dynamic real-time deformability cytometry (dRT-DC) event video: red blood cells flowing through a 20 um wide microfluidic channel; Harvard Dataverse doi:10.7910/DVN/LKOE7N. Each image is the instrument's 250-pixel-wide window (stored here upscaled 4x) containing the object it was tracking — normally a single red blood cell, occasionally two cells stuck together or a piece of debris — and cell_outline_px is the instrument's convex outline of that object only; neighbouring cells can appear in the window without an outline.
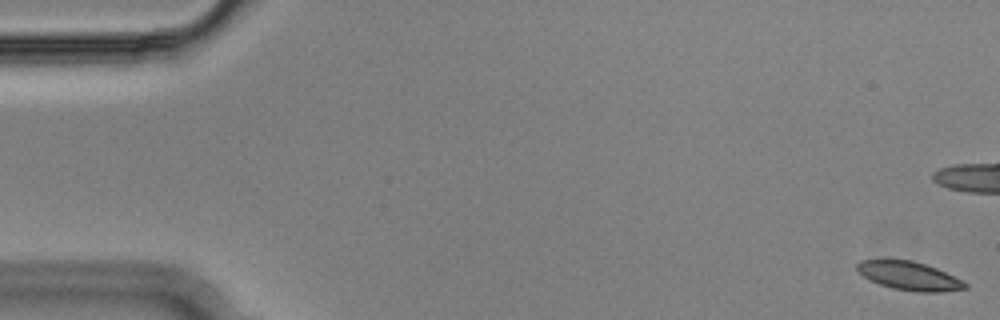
{"species": "Egyptian fruit bat (a non-hibernating species)", "species_latin": "Rousettus aegyptiacus", "temperature_condition": "cold", "stored_images_in_passage": 56, "camera_frame_rate_fps": 3000, "um_per_image_px": 0.085, "animal": {"sex": "male"}, "frame": {"image": 1, "passage_image": 1, "time_ms": 0.0, "image_size_px": [1000, 320], "cell_outline_px": [[968, 288], [940, 292], [916, 292], [892, 288], [868, 280], [856, 268], [856, 264], [860, 260], [912, 260], [936, 268], [968, 284]], "centroid_in_image_um": [77.26, 23.46], "position_along_channel_um": 7.7, "area_um2": 17.74}}
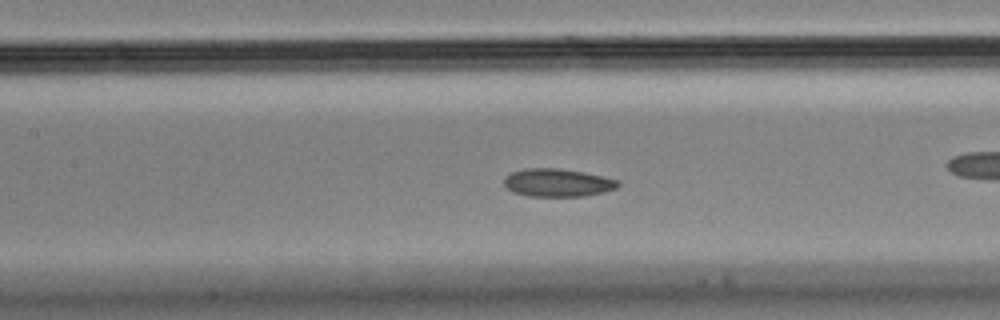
{"frame": {"image": 2, "passage_image": 25, "time_ms": 8.0, "image_size_px": [1000, 320], "cell_outline_px": [[620, 184], [616, 188], [604, 192], [584, 196], [528, 196], [516, 192], [508, 188], [504, 184], [504, 176], [512, 172], [524, 168], [556, 168], [580, 172], [620, 180]], "centroid_in_image_um": [47.39, 15.53], "position_along_channel_um": 160.0, "area_um2": 18.38}}
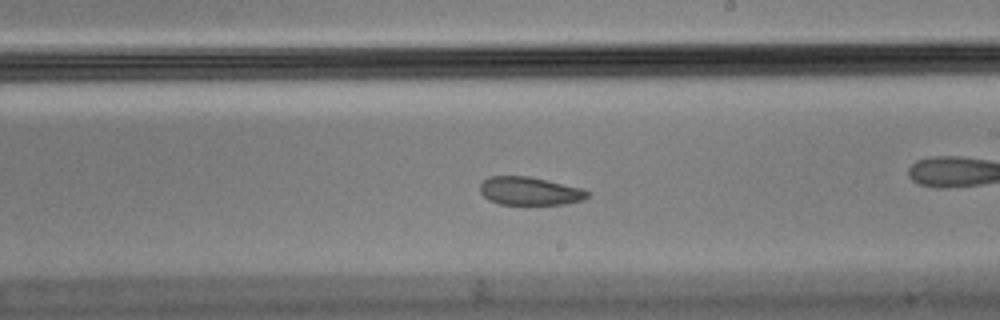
{"frame": {"image": 3, "passage_image": 32, "time_ms": 10.333, "image_size_px": [1000, 320], "cell_outline_px": [[588, 196], [584, 200], [564, 204], [500, 204], [488, 200], [480, 192], [480, 184], [488, 176], [528, 176], [584, 188], [588, 192]], "centroid_in_image_um": [45.02, 16.23], "position_along_channel_um": 244.0, "area_um2": 17.69}, "authors_computed_cell_mechanics": {"area_um2": 19.0162, "velocity_mm_per_s": 3.6076, "shape_relaxation_time_tau1_ms": null, "shape_relaxation_time_tau2_ms": 1.3134, "deformation_change_tau1": null, "deformation_change_tau2": 0.0526}}